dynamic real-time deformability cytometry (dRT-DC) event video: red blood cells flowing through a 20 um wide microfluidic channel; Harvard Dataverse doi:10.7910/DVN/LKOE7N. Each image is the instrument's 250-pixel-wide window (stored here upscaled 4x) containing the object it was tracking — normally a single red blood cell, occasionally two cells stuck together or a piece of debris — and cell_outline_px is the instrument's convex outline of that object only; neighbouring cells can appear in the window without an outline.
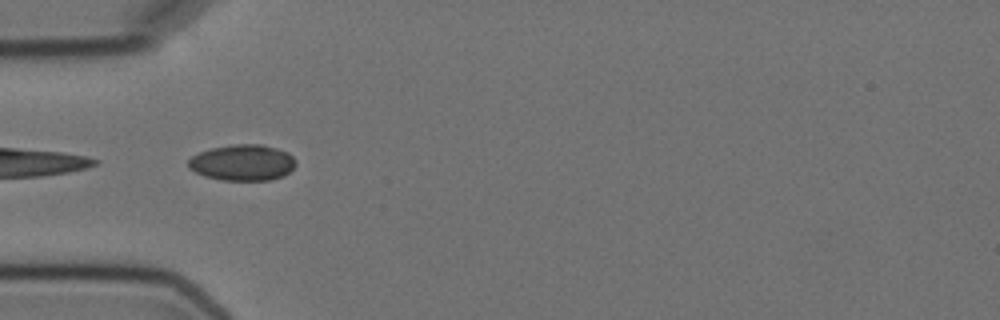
{"species": "Egyptian fruit bat (a non-hibernating species)", "species_latin": "Rousettus aegyptiacus", "temperature_condition": "cold", "stored_images_in_passage": 15, "camera_frame_rate_fps": 3000, "um_per_image_px": 0.085, "animal": {"sex": "female"}, "frame": {"image": 1, "passage_image": 5, "time_ms": 5.667, "image_size_px": [1000, 320], "cell_outline_px": [[296, 164], [284, 176], [272, 180], [220, 180], [204, 176], [188, 168], [188, 160], [192, 156], [200, 152], [212, 148], [232, 144], [260, 144], [276, 148], [288, 152], [296, 160]], "centroid_in_image_um": [20.62, 13.82], "position_along_channel_um": 64.4, "area_um2": 22.66}}
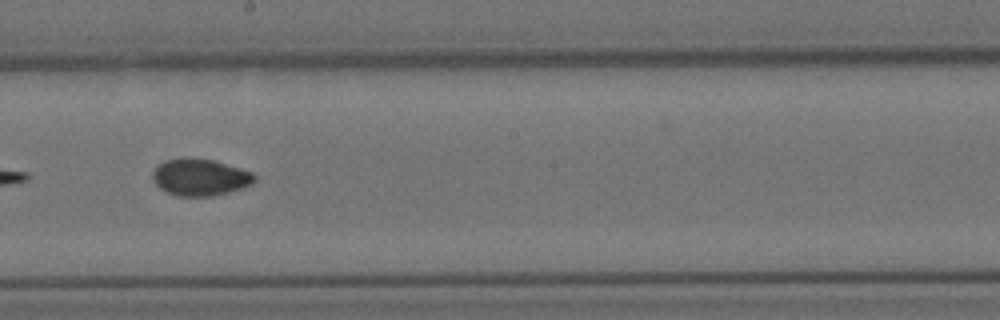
{"frame": {"image": 2, "passage_image": 9, "time_ms": 10.333, "image_size_px": [1000, 320], "cell_outline_px": [[256, 180], [252, 184], [228, 192], [212, 196], [180, 196], [168, 192], [160, 188], [152, 180], [152, 172], [156, 164], [164, 160], [180, 156], [192, 156], [212, 160], [252, 172], [256, 176]], "centroid_in_image_um": [16.95, 15.03], "position_along_channel_um": 231.3, "area_um2": 22.2}}
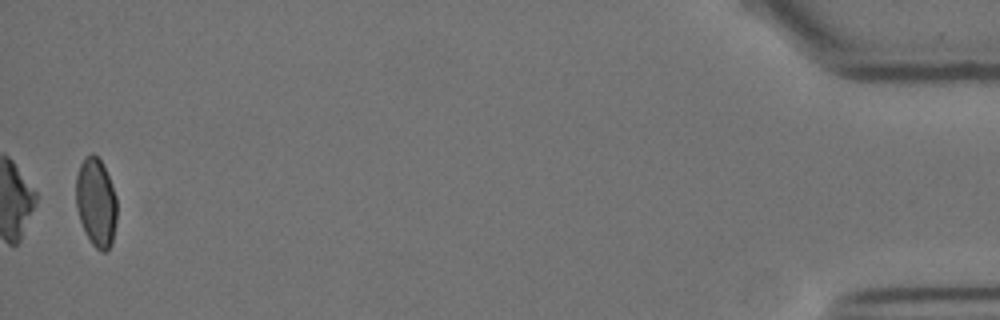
{"frame": {"image": 3, "passage_image": 15, "time_ms": 18.333, "image_size_px": [1000, 320], "cell_outline_px": [[116, 220], [112, 244], [104, 252], [100, 252], [92, 244], [84, 232], [76, 208], [76, 176], [80, 164], [84, 156], [92, 152], [100, 160], [112, 184], [116, 196]], "centroid_in_image_um": [8.15, 17.21], "position_along_channel_um": 427.0, "area_um2": 21.27}, "authors_computed_cell_mechanics": {"area_um2": 21.9062, "velocity_mm_per_s": 3.585, "shape_relaxation_time_tau1_ms": null, "shape_relaxation_time_tau2_ms": 2.3678, "deformation_change_tau1": null, "deformation_change_tau2": 0.0308}}